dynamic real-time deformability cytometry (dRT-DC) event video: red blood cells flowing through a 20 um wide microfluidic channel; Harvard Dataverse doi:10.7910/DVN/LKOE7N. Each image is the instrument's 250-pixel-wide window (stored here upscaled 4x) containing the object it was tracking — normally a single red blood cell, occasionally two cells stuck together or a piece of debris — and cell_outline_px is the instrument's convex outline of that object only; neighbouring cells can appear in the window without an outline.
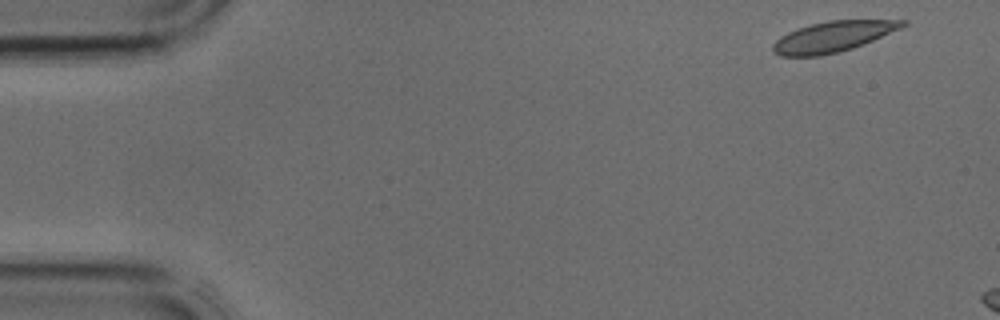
{"species": "common noctule bat (a hibernating species)", "species_latin": "Nyctalus noctula", "temperature_condition": "cold", "stored_images_in_passage": 4, "camera_frame_rate_fps": 3000, "um_per_image_px": 0.085, "animal": {"sex": "male", "body_mass_g": 17.9, "forearm_length_mm": 54.2}, "frame": {"image": 1, "passage_image": 1, "time_ms": 0.0, "image_size_px": [1000, 320], "cell_outline_px": [[908, 24], [900, 28], [864, 44], [852, 48], [820, 56], [780, 56], [772, 52], [772, 44], [780, 36], [796, 28], [828, 20], [908, 20]], "centroid_in_image_um": [70.76, 3.11], "position_along_channel_um": 14.2, "area_um2": 23.06}}
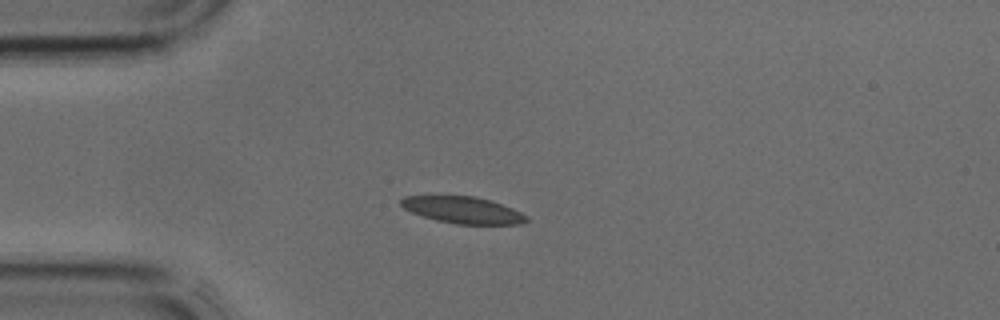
{"frame": {"image": 2, "passage_image": 3, "time_ms": 0.667, "image_size_px": [1000, 320], "cell_outline_px": [[528, 220], [520, 224], [456, 224], [436, 220], [412, 212], [404, 208], [400, 204], [400, 200], [404, 196], [476, 196], [512, 208], [528, 216]], "centroid_in_image_um": [39.34, 17.85], "position_along_channel_um": 45.7, "area_um2": 19.31}}
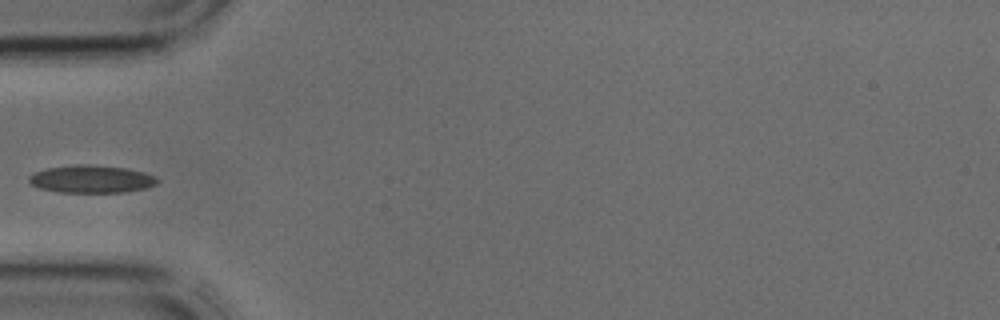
{"frame": {"image": 3, "passage_image": 4, "time_ms": 1.0, "image_size_px": [1000, 320], "cell_outline_px": [[160, 180], [156, 184], [144, 188], [124, 192], [60, 192], [40, 188], [32, 184], [28, 180], [28, 176], [36, 172], [48, 168], [72, 164], [92, 164], [124, 168], [144, 172], [156, 176]], "centroid_in_image_um": [7.78, 15.21], "position_along_channel_um": 77.2, "area_um2": 20.63}}